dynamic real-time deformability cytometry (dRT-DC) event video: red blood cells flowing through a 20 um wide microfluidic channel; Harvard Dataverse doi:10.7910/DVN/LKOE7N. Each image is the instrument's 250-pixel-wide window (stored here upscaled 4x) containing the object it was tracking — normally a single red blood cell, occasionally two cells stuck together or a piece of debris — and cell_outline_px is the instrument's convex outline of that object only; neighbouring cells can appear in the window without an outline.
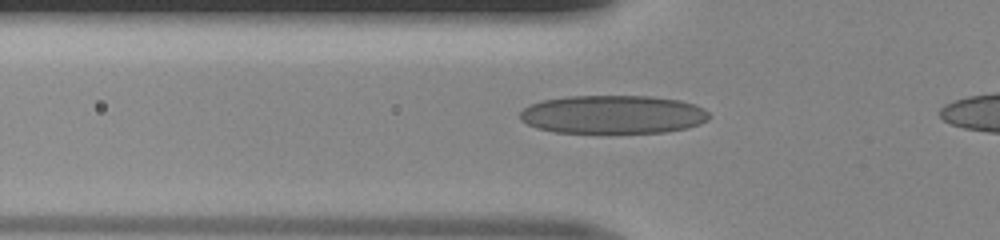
{"species": "human", "species_latin": "Homo sapiens", "temperature_condition": "room temperature", "stored_images_in_passage": 34, "camera_frame_rate_fps": 3000, "um_per_image_px": 0.085, "donor": {"sex": "male"}, "frame": {"image": 1, "passage_image": 7, "time_ms": 2.0, "image_size_px": [1000, 240], "cell_outline_px": [[712, 116], [708, 120], [700, 124], [688, 128], [664, 132], [556, 132], [536, 128], [520, 120], [520, 112], [528, 104], [540, 100], [568, 96], [652, 96], [680, 100], [696, 104], [704, 108]], "centroid_in_image_um": [52.12, 9.72], "position_along_channel_um": 73.7, "area_um2": 42.66}}
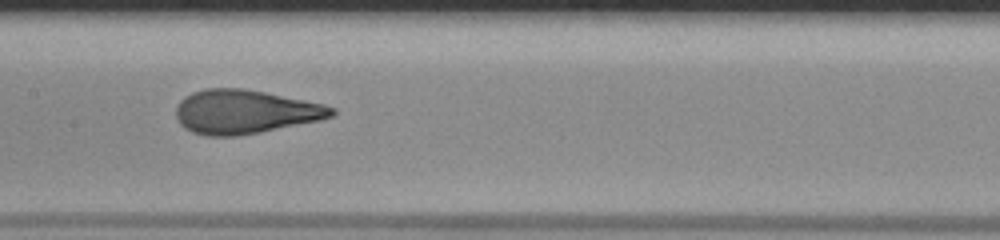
{"frame": {"image": 2, "passage_image": 15, "time_ms": 4.667, "image_size_px": [1000, 240], "cell_outline_px": [[336, 112], [332, 116], [320, 120], [260, 132], [236, 136], [208, 136], [192, 132], [184, 128], [180, 124], [176, 116], [176, 108], [180, 100], [184, 96], [192, 92], [208, 88], [240, 88], [264, 92], [324, 104], [336, 108]], "centroid_in_image_um": [20.8, 9.5], "position_along_channel_um": 186.6, "area_um2": 39.71}}
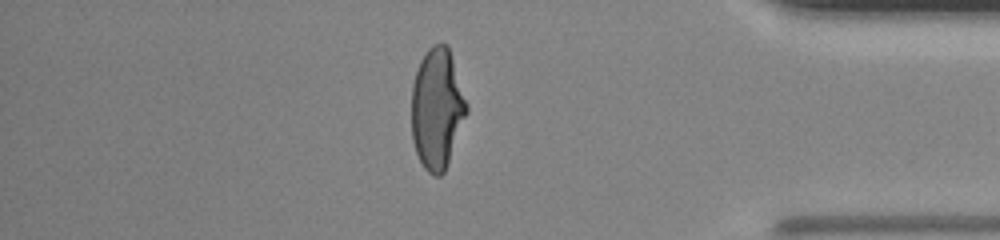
{"frame": {"image": 3, "passage_image": 32, "time_ms": 10.333, "image_size_px": [1000, 240], "cell_outline_px": [[468, 112], [444, 172], [440, 176], [436, 176], [428, 172], [424, 168], [416, 152], [412, 140], [412, 84], [420, 60], [428, 48], [432, 44], [448, 44], [468, 104]], "centroid_in_image_um": [37.15, 9.22], "position_along_channel_um": 398.0, "area_um2": 38.78}}